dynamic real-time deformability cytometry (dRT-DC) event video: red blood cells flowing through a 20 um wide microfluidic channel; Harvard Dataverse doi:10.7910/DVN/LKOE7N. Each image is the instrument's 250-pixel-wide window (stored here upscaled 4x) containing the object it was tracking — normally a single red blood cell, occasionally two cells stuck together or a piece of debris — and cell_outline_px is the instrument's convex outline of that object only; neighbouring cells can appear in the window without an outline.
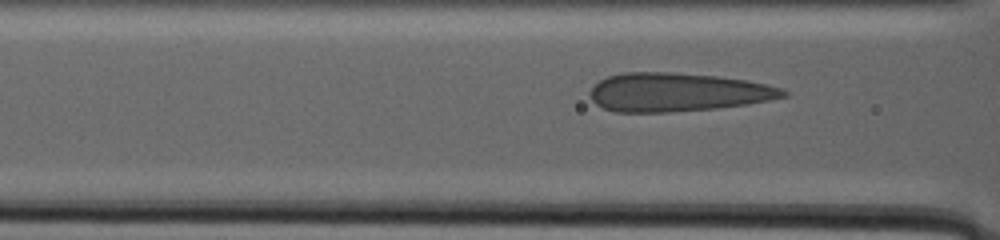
{"species": "human", "species_latin": "Homo sapiens", "temperature_condition": "warm", "stored_images_in_passage": 21, "camera_frame_rate_fps": 3000, "um_per_image_px": 0.085, "donor": {"sex": "male"}, "frame": {"image": 1, "passage_image": 5, "time_ms": 0.667, "image_size_px": [1000, 240], "cell_outline_px": [[788, 96], [748, 104], [716, 108], [672, 112], [616, 112], [604, 108], [596, 104], [592, 100], [588, 92], [600, 80], [608, 76], [624, 72], [672, 72], [716, 76], [748, 80], [780, 88], [788, 92]], "centroid_in_image_um": [57.57, 7.84], "position_along_channel_um": 109.0, "area_um2": 43.41}}
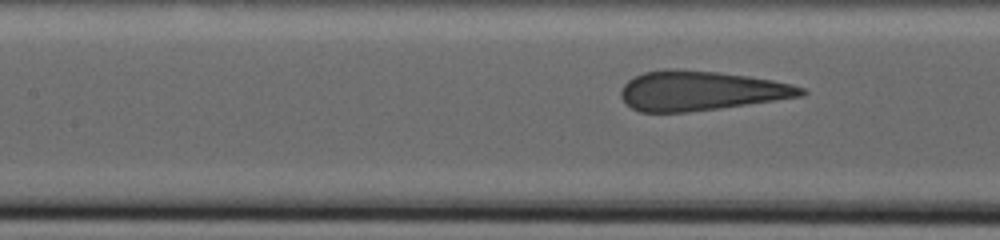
{"frame": {"image": 2, "passage_image": 15, "time_ms": 2.667, "image_size_px": [1000, 240], "cell_outline_px": [[808, 92], [804, 96], [720, 108], [688, 112], [640, 112], [624, 104], [620, 96], [620, 88], [628, 80], [644, 72], [668, 68], [676, 68], [716, 72], [748, 76], [772, 80], [792, 84], [804, 88]], "centroid_in_image_um": [59.53, 7.71], "position_along_channel_um": 147.9, "area_um2": 41.79}}
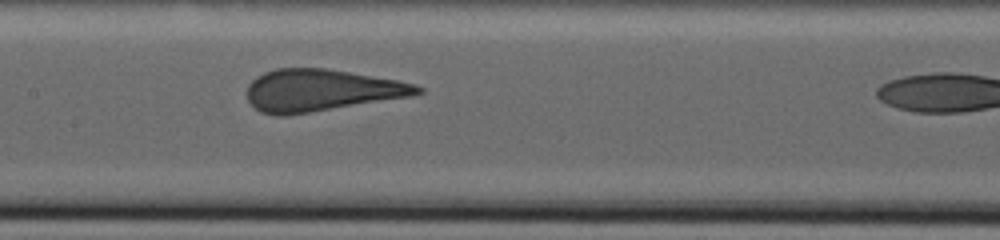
{"frame": {"image": 3, "passage_image": 20, "time_ms": 4.333, "image_size_px": [1000, 240], "cell_outline_px": [[424, 92], [412, 96], [284, 116], [276, 116], [260, 112], [248, 100], [248, 84], [256, 76], [264, 72], [276, 68], [324, 68], [396, 80], [416, 84], [424, 88]], "centroid_in_image_um": [27.28, 7.68], "position_along_channel_um": 180.1, "area_um2": 41.38}}